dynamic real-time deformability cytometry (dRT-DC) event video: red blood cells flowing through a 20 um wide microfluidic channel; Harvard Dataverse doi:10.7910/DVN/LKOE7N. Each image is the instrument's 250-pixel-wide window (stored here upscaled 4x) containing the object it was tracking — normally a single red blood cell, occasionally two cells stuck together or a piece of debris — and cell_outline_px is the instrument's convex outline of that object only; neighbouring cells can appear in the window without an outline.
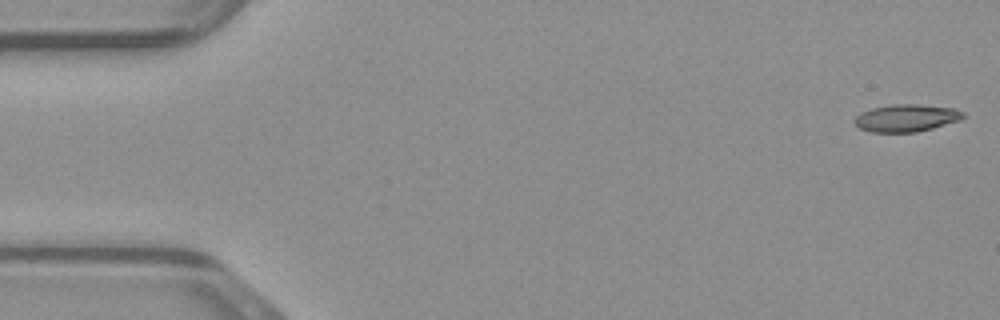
{"species": "common noctule bat (a hibernating species)", "species_latin": "Nyctalus noctula", "temperature_condition": "warm", "stored_images_in_passage": 48, "camera_frame_rate_fps": 3000, "um_per_image_px": 0.085, "animal": {"sex": "male", "body_mass_g": 23.1, "forearm_length_mm": 52.7}, "frame": {"image": 1, "passage_image": 1, "time_ms": 0.0, "image_size_px": [1000, 320], "cell_outline_px": [[968, 116], [960, 120], [932, 128], [916, 132], [872, 132], [860, 128], [852, 120], [860, 112], [872, 108], [892, 104], [916, 104], [956, 108], [964, 112]], "centroid_in_image_um": [77.06, 10.02], "position_along_channel_um": 7.9, "area_um2": 17.46}}
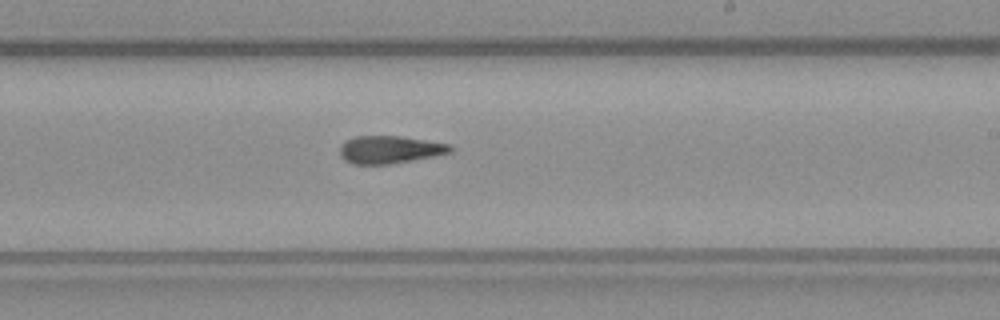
{"frame": {"image": 2, "passage_image": 28, "time_ms": 9.0, "image_size_px": [1000, 320], "cell_outline_px": [[452, 152], [412, 160], [388, 164], [352, 164], [344, 160], [340, 156], [340, 144], [344, 140], [352, 136], [400, 136], [452, 144]], "centroid_in_image_um": [33.08, 12.7], "position_along_channel_um": 255.9, "area_um2": 17.92}}
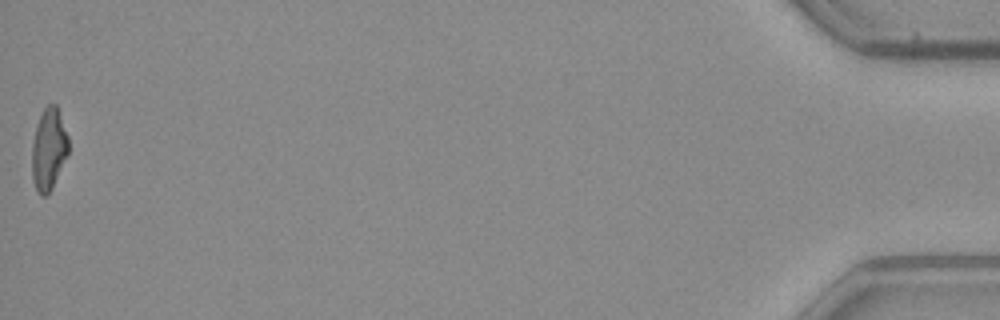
{"frame": {"image": 3, "passage_image": 48, "time_ms": 15.667, "image_size_px": [1000, 320], "cell_outline_px": [[68, 152], [52, 188], [44, 196], [40, 196], [36, 192], [32, 180], [32, 144], [36, 128], [40, 116], [44, 108], [48, 104], [56, 104], [68, 136]], "centroid_in_image_um": [4.12, 12.7], "position_along_channel_um": 431.1, "area_um2": 17.22}}